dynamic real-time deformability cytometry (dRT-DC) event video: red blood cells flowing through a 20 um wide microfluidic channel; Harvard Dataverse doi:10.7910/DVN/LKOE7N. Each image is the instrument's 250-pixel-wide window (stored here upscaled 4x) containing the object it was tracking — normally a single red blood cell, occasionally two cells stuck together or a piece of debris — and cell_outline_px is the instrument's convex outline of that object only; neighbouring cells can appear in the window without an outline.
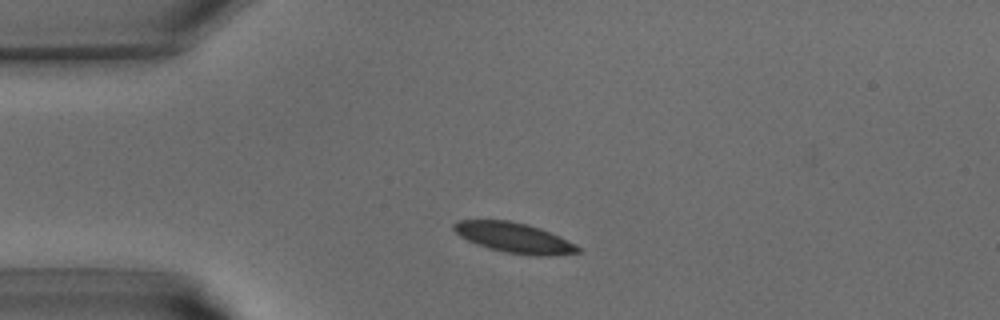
{"species": "common noctule bat (a hibernating species)", "species_latin": "Nyctalus noctula", "temperature_condition": "warm", "stored_images_in_passage": 32, "camera_frame_rate_fps": 3000, "um_per_image_px": 0.085, "animal": {"sex": "male", "body_mass_g": 15.6}, "frame": {"image": 1, "passage_image": 1, "time_ms": 0.0, "image_size_px": [1000, 320], "cell_outline_px": [[580, 252], [552, 256], [536, 256], [508, 252], [488, 248], [476, 244], [460, 236], [452, 228], [452, 224], [460, 220], [508, 220], [540, 228], [580, 248]], "centroid_in_image_um": [43.64, 20.21], "position_along_channel_um": 41.4, "area_um2": 21.27}}
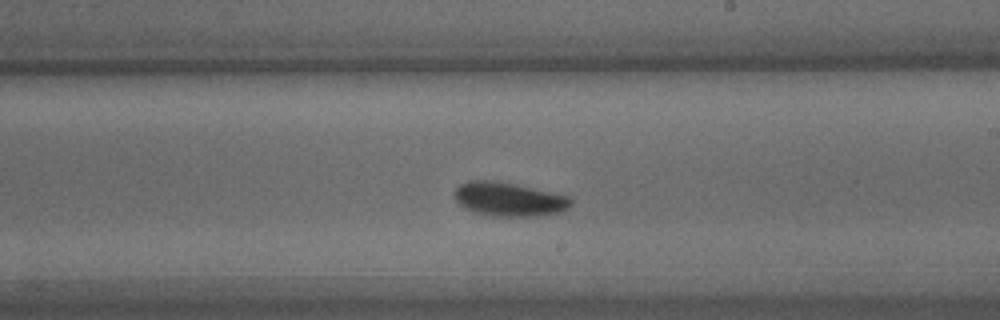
{"frame": {"image": 2, "passage_image": 15, "time_ms": 4.667, "image_size_px": [1000, 320], "cell_outline_px": [[572, 204], [568, 208], [560, 212], [540, 216], [492, 216], [472, 212], [464, 208], [456, 200], [456, 188], [460, 184], [468, 180], [492, 180], [512, 184], [568, 196], [572, 200]], "centroid_in_image_um": [43.24, 16.95], "position_along_channel_um": 245.8, "area_um2": 22.77}}
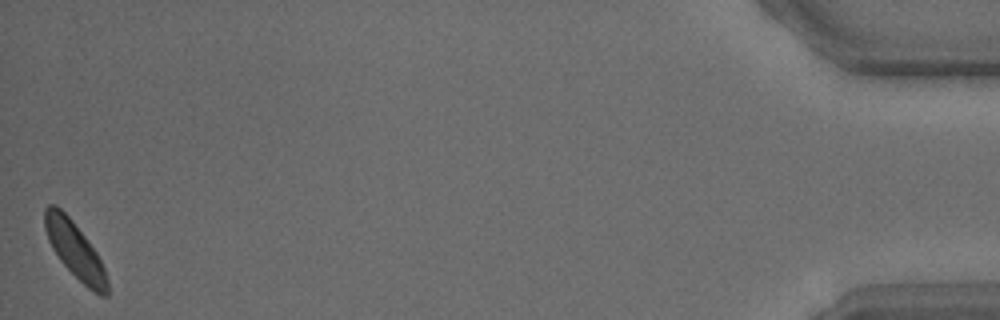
{"frame": {"image": 3, "passage_image": 32, "time_ms": 10.333, "image_size_px": [1000, 320], "cell_outline_px": [[108, 296], [100, 296], [88, 288], [60, 260], [52, 248], [48, 240], [44, 228], [44, 208], [48, 204], [56, 204], [72, 220], [96, 252], [104, 268], [108, 280]], "centroid_in_image_um": [6.35, 21.24], "position_along_channel_um": 428.8, "area_um2": 20.23}}